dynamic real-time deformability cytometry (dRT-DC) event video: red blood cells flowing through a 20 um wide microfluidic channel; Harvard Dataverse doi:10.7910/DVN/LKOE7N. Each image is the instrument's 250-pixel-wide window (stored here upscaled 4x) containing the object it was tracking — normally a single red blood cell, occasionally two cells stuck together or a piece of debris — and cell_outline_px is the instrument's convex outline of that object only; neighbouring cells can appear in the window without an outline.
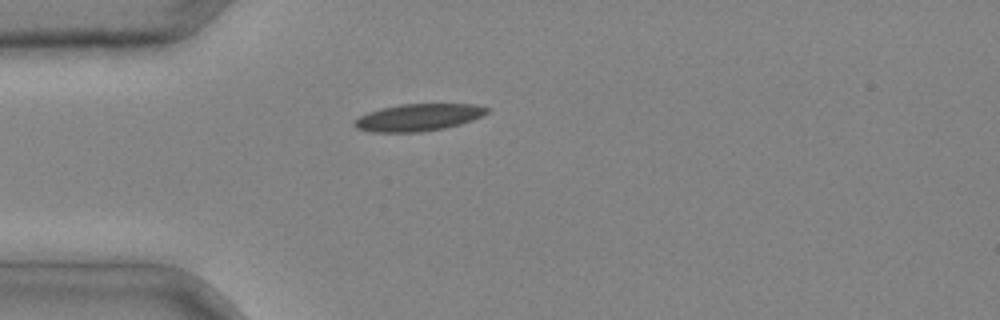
{"species": "common noctule bat (a hibernating species)", "species_latin": "Nyctalus noctula", "temperature_condition": "cold", "stored_images_in_passage": 1, "camera_frame_rate_fps": 3000, "um_per_image_px": 0.085, "animal": {"sex": "male", "body_mass_g": 20.4}, "frame": {"image": 1, "passage_image": 1, "time_ms": 0.0, "image_size_px": [1000, 320], "cell_outline_px": [[488, 112], [472, 120], [460, 124], [444, 128], [420, 132], [372, 132], [356, 128], [352, 124], [352, 120], [368, 112], [380, 108], [400, 104], [476, 104], [488, 108]], "centroid_in_image_um": [35.5, 9.98], "position_along_channel_um": 49.5, "area_um2": 20.98}}